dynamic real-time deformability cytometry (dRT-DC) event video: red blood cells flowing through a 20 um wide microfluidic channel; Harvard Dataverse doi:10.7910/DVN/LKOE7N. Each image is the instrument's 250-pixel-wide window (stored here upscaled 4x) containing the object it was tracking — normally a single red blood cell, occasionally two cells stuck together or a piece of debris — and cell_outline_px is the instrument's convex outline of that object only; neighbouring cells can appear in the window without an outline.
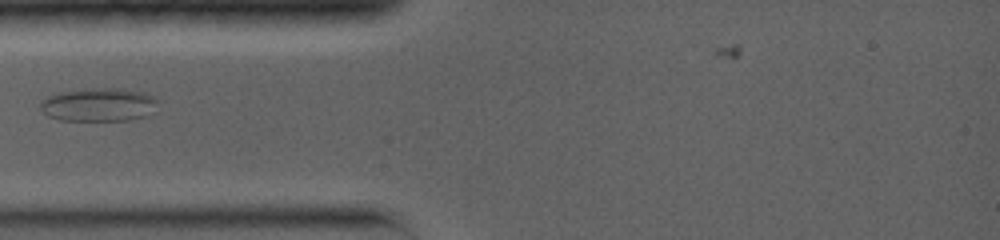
{"species": "common noctule bat (a hibernating species)", "species_latin": "Nyctalus noctula", "temperature_condition": "warm", "stored_images_in_passage": 1, "camera_frame_rate_fps": 5000, "um_per_image_px": 0.085, "animal": {"sex": "female", "body_mass_g": 19.0, "forearm_length_mm": 56.7}, "frame": {"image": 1, "passage_image": 1, "time_ms": 0.0, "image_size_px": [1000, 240], "cell_outline_px": [[156, 100], [144, 116], [128, 120], [60, 120], [48, 116], [40, 108], [40, 100], [48, 96], [60, 92], [84, 88], [124, 88], [148, 92]], "centroid_in_image_um": [8.31, 8.87], "position_along_channel_um": 76.7, "area_um2": 22.66}}